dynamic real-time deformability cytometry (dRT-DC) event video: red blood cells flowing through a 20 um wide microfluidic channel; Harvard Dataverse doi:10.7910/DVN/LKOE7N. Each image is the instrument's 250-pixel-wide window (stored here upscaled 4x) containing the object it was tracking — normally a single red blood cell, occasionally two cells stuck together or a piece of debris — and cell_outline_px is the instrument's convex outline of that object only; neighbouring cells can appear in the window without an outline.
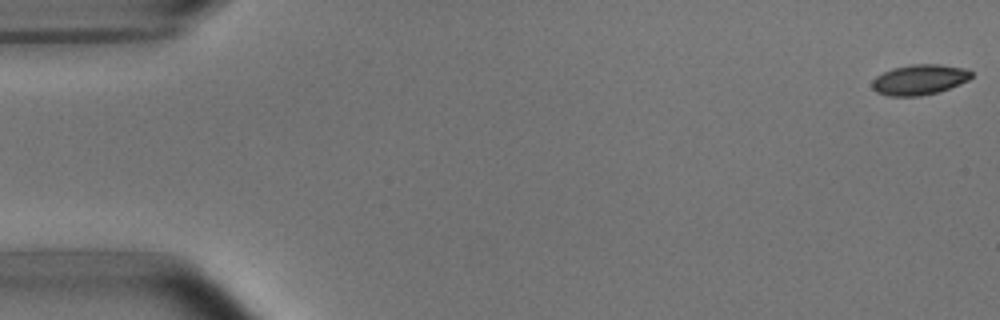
{"species": "common noctule bat (a hibernating species)", "species_latin": "Nyctalus noctula", "temperature_condition": "room temperature", "stored_images_in_passage": 5, "camera_frame_rate_fps": 3000, "um_per_image_px": 0.085, "animal": {"sex": "male", "body_mass_g": 15.6}, "frame": {"image": 1, "passage_image": 1, "time_ms": 0.0, "image_size_px": [1000, 320], "cell_outline_px": [[972, 76], [968, 80], [960, 84], [936, 92], [920, 96], [888, 96], [876, 92], [872, 88], [872, 80], [876, 76], [892, 68], [912, 64], [940, 64], [964, 68], [972, 72]], "centroid_in_image_um": [78.13, 6.77], "position_along_channel_um": 6.9, "area_um2": 17.51}}
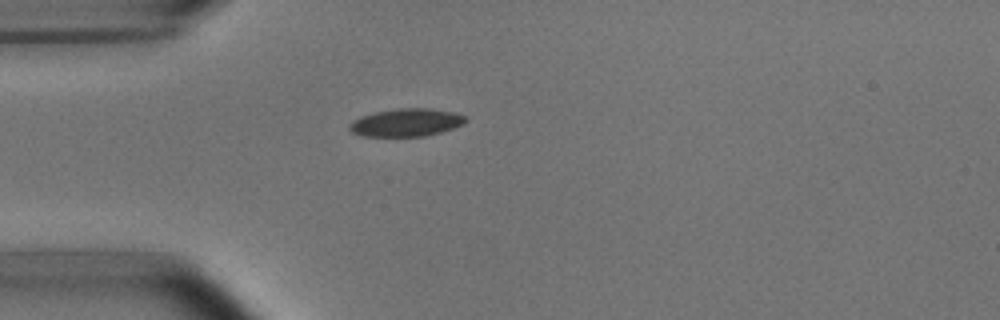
{"frame": {"image": 2, "passage_image": 5, "time_ms": 4.667, "image_size_px": [1000, 320], "cell_outline_px": [[468, 120], [464, 124], [440, 132], [424, 136], [360, 136], [352, 132], [348, 128], [352, 120], [360, 116], [376, 112], [396, 108], [428, 108], [452, 112], [464, 116]], "centroid_in_image_um": [34.5, 10.41], "position_along_channel_um": 50.5, "area_um2": 18.79}}